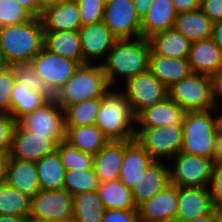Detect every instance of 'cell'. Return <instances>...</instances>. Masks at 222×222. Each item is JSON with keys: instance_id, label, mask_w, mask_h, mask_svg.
Listing matches in <instances>:
<instances>
[{"instance_id": "44dd1931", "label": "cell", "mask_w": 222, "mask_h": 222, "mask_svg": "<svg viewBox=\"0 0 222 222\" xmlns=\"http://www.w3.org/2000/svg\"><path fill=\"white\" fill-rule=\"evenodd\" d=\"M154 160L136 140L124 141L119 179L128 187L139 185L143 172Z\"/></svg>"}, {"instance_id": "be15d7a7", "label": "cell", "mask_w": 222, "mask_h": 222, "mask_svg": "<svg viewBox=\"0 0 222 222\" xmlns=\"http://www.w3.org/2000/svg\"><path fill=\"white\" fill-rule=\"evenodd\" d=\"M105 3L109 2V1H112V0H103Z\"/></svg>"}, {"instance_id": "484cf974", "label": "cell", "mask_w": 222, "mask_h": 222, "mask_svg": "<svg viewBox=\"0 0 222 222\" xmlns=\"http://www.w3.org/2000/svg\"><path fill=\"white\" fill-rule=\"evenodd\" d=\"M149 71L168 88L193 72L188 59L170 58L150 51Z\"/></svg>"}, {"instance_id": "52a82bcc", "label": "cell", "mask_w": 222, "mask_h": 222, "mask_svg": "<svg viewBox=\"0 0 222 222\" xmlns=\"http://www.w3.org/2000/svg\"><path fill=\"white\" fill-rule=\"evenodd\" d=\"M135 140L154 161L172 160L183 145L182 125L154 128H136Z\"/></svg>"}, {"instance_id": "836d02e7", "label": "cell", "mask_w": 222, "mask_h": 222, "mask_svg": "<svg viewBox=\"0 0 222 222\" xmlns=\"http://www.w3.org/2000/svg\"><path fill=\"white\" fill-rule=\"evenodd\" d=\"M30 211L31 197L7 183L0 185V215L16 216L28 222Z\"/></svg>"}, {"instance_id": "277c9868", "label": "cell", "mask_w": 222, "mask_h": 222, "mask_svg": "<svg viewBox=\"0 0 222 222\" xmlns=\"http://www.w3.org/2000/svg\"><path fill=\"white\" fill-rule=\"evenodd\" d=\"M215 109L186 112L183 118V145L181 153L215 159L216 134L220 114Z\"/></svg>"}, {"instance_id": "5bb4252c", "label": "cell", "mask_w": 222, "mask_h": 222, "mask_svg": "<svg viewBox=\"0 0 222 222\" xmlns=\"http://www.w3.org/2000/svg\"><path fill=\"white\" fill-rule=\"evenodd\" d=\"M58 143L50 135H33L17 123L10 148V158L36 162L53 153Z\"/></svg>"}, {"instance_id": "c3c4849f", "label": "cell", "mask_w": 222, "mask_h": 222, "mask_svg": "<svg viewBox=\"0 0 222 222\" xmlns=\"http://www.w3.org/2000/svg\"><path fill=\"white\" fill-rule=\"evenodd\" d=\"M171 2L178 14L201 8V0H171Z\"/></svg>"}, {"instance_id": "94428289", "label": "cell", "mask_w": 222, "mask_h": 222, "mask_svg": "<svg viewBox=\"0 0 222 222\" xmlns=\"http://www.w3.org/2000/svg\"><path fill=\"white\" fill-rule=\"evenodd\" d=\"M220 217L222 218V208L219 209Z\"/></svg>"}, {"instance_id": "f5cc1de1", "label": "cell", "mask_w": 222, "mask_h": 222, "mask_svg": "<svg viewBox=\"0 0 222 222\" xmlns=\"http://www.w3.org/2000/svg\"><path fill=\"white\" fill-rule=\"evenodd\" d=\"M211 38L222 49V21H217V22L213 23Z\"/></svg>"}, {"instance_id": "db71d44e", "label": "cell", "mask_w": 222, "mask_h": 222, "mask_svg": "<svg viewBox=\"0 0 222 222\" xmlns=\"http://www.w3.org/2000/svg\"><path fill=\"white\" fill-rule=\"evenodd\" d=\"M10 155H0V185L6 183L7 166Z\"/></svg>"}, {"instance_id": "30bf717a", "label": "cell", "mask_w": 222, "mask_h": 222, "mask_svg": "<svg viewBox=\"0 0 222 222\" xmlns=\"http://www.w3.org/2000/svg\"><path fill=\"white\" fill-rule=\"evenodd\" d=\"M18 122L33 135H50L57 143L65 139L64 109L55 99L48 100Z\"/></svg>"}, {"instance_id": "4dcf8cb0", "label": "cell", "mask_w": 222, "mask_h": 222, "mask_svg": "<svg viewBox=\"0 0 222 222\" xmlns=\"http://www.w3.org/2000/svg\"><path fill=\"white\" fill-rule=\"evenodd\" d=\"M97 192L105 209H138L131 189L120 179L100 183Z\"/></svg>"}, {"instance_id": "cb8c5ba5", "label": "cell", "mask_w": 222, "mask_h": 222, "mask_svg": "<svg viewBox=\"0 0 222 222\" xmlns=\"http://www.w3.org/2000/svg\"><path fill=\"white\" fill-rule=\"evenodd\" d=\"M6 183L32 198L41 190L35 162L10 158Z\"/></svg>"}, {"instance_id": "6125c7cd", "label": "cell", "mask_w": 222, "mask_h": 222, "mask_svg": "<svg viewBox=\"0 0 222 222\" xmlns=\"http://www.w3.org/2000/svg\"><path fill=\"white\" fill-rule=\"evenodd\" d=\"M221 115H220V122L222 123V113H220Z\"/></svg>"}, {"instance_id": "60d3db41", "label": "cell", "mask_w": 222, "mask_h": 222, "mask_svg": "<svg viewBox=\"0 0 222 222\" xmlns=\"http://www.w3.org/2000/svg\"><path fill=\"white\" fill-rule=\"evenodd\" d=\"M16 81V74L12 66H5L0 70V113L11 112V92Z\"/></svg>"}, {"instance_id": "ee69618b", "label": "cell", "mask_w": 222, "mask_h": 222, "mask_svg": "<svg viewBox=\"0 0 222 222\" xmlns=\"http://www.w3.org/2000/svg\"><path fill=\"white\" fill-rule=\"evenodd\" d=\"M213 205L222 208V162H216L209 186Z\"/></svg>"}, {"instance_id": "7c38bea8", "label": "cell", "mask_w": 222, "mask_h": 222, "mask_svg": "<svg viewBox=\"0 0 222 222\" xmlns=\"http://www.w3.org/2000/svg\"><path fill=\"white\" fill-rule=\"evenodd\" d=\"M103 22L117 40L142 37L141 19L132 0H112L105 3Z\"/></svg>"}, {"instance_id": "d6a6232c", "label": "cell", "mask_w": 222, "mask_h": 222, "mask_svg": "<svg viewBox=\"0 0 222 222\" xmlns=\"http://www.w3.org/2000/svg\"><path fill=\"white\" fill-rule=\"evenodd\" d=\"M41 190L62 189L65 176V167L55 150L35 162Z\"/></svg>"}, {"instance_id": "b9f144b4", "label": "cell", "mask_w": 222, "mask_h": 222, "mask_svg": "<svg viewBox=\"0 0 222 222\" xmlns=\"http://www.w3.org/2000/svg\"><path fill=\"white\" fill-rule=\"evenodd\" d=\"M79 5L81 26H86L103 21V0H75Z\"/></svg>"}, {"instance_id": "83f0119b", "label": "cell", "mask_w": 222, "mask_h": 222, "mask_svg": "<svg viewBox=\"0 0 222 222\" xmlns=\"http://www.w3.org/2000/svg\"><path fill=\"white\" fill-rule=\"evenodd\" d=\"M151 50L158 55L188 59L192 42L175 28L158 32L148 38Z\"/></svg>"}, {"instance_id": "603a6c76", "label": "cell", "mask_w": 222, "mask_h": 222, "mask_svg": "<svg viewBox=\"0 0 222 222\" xmlns=\"http://www.w3.org/2000/svg\"><path fill=\"white\" fill-rule=\"evenodd\" d=\"M124 141H109L95 155L93 168L100 183L119 179Z\"/></svg>"}, {"instance_id": "8d00e7d4", "label": "cell", "mask_w": 222, "mask_h": 222, "mask_svg": "<svg viewBox=\"0 0 222 222\" xmlns=\"http://www.w3.org/2000/svg\"><path fill=\"white\" fill-rule=\"evenodd\" d=\"M99 184L94 168L78 169L65 172L63 188L74 196L84 192H95Z\"/></svg>"}, {"instance_id": "ac0fdd59", "label": "cell", "mask_w": 222, "mask_h": 222, "mask_svg": "<svg viewBox=\"0 0 222 222\" xmlns=\"http://www.w3.org/2000/svg\"><path fill=\"white\" fill-rule=\"evenodd\" d=\"M163 161H153L143 172L140 184L131 188L137 207L150 200L170 184L169 166Z\"/></svg>"}, {"instance_id": "91938a15", "label": "cell", "mask_w": 222, "mask_h": 222, "mask_svg": "<svg viewBox=\"0 0 222 222\" xmlns=\"http://www.w3.org/2000/svg\"><path fill=\"white\" fill-rule=\"evenodd\" d=\"M5 66H7L3 60V57L0 53V70H2Z\"/></svg>"}, {"instance_id": "1f68e13d", "label": "cell", "mask_w": 222, "mask_h": 222, "mask_svg": "<svg viewBox=\"0 0 222 222\" xmlns=\"http://www.w3.org/2000/svg\"><path fill=\"white\" fill-rule=\"evenodd\" d=\"M47 101L48 99L43 94L30 90L25 84L15 81L11 92V112L9 114L19 121Z\"/></svg>"}, {"instance_id": "681fc988", "label": "cell", "mask_w": 222, "mask_h": 222, "mask_svg": "<svg viewBox=\"0 0 222 222\" xmlns=\"http://www.w3.org/2000/svg\"><path fill=\"white\" fill-rule=\"evenodd\" d=\"M154 0H132L136 14L142 19L150 9Z\"/></svg>"}, {"instance_id": "6da1fadb", "label": "cell", "mask_w": 222, "mask_h": 222, "mask_svg": "<svg viewBox=\"0 0 222 222\" xmlns=\"http://www.w3.org/2000/svg\"><path fill=\"white\" fill-rule=\"evenodd\" d=\"M150 51V42L144 37L116 40L101 64L111 88L118 81L116 77L125 82L149 71Z\"/></svg>"}, {"instance_id": "f907efd6", "label": "cell", "mask_w": 222, "mask_h": 222, "mask_svg": "<svg viewBox=\"0 0 222 222\" xmlns=\"http://www.w3.org/2000/svg\"><path fill=\"white\" fill-rule=\"evenodd\" d=\"M220 217L219 209L214 208L210 213L186 221H175V222H218Z\"/></svg>"}, {"instance_id": "ab89813d", "label": "cell", "mask_w": 222, "mask_h": 222, "mask_svg": "<svg viewBox=\"0 0 222 222\" xmlns=\"http://www.w3.org/2000/svg\"><path fill=\"white\" fill-rule=\"evenodd\" d=\"M33 18L17 0H0V27L22 24Z\"/></svg>"}, {"instance_id": "816d5d0a", "label": "cell", "mask_w": 222, "mask_h": 222, "mask_svg": "<svg viewBox=\"0 0 222 222\" xmlns=\"http://www.w3.org/2000/svg\"><path fill=\"white\" fill-rule=\"evenodd\" d=\"M215 162H222V123L220 122L216 134Z\"/></svg>"}, {"instance_id": "bcb514c9", "label": "cell", "mask_w": 222, "mask_h": 222, "mask_svg": "<svg viewBox=\"0 0 222 222\" xmlns=\"http://www.w3.org/2000/svg\"><path fill=\"white\" fill-rule=\"evenodd\" d=\"M201 10L213 23L222 21V0H201Z\"/></svg>"}, {"instance_id": "9c48e42d", "label": "cell", "mask_w": 222, "mask_h": 222, "mask_svg": "<svg viewBox=\"0 0 222 222\" xmlns=\"http://www.w3.org/2000/svg\"><path fill=\"white\" fill-rule=\"evenodd\" d=\"M124 85L125 91L122 93L131 105L135 116L168 97V87L150 71L127 79Z\"/></svg>"}, {"instance_id": "f6af8a7d", "label": "cell", "mask_w": 222, "mask_h": 222, "mask_svg": "<svg viewBox=\"0 0 222 222\" xmlns=\"http://www.w3.org/2000/svg\"><path fill=\"white\" fill-rule=\"evenodd\" d=\"M101 222H139L138 210L106 209Z\"/></svg>"}, {"instance_id": "e0dca14e", "label": "cell", "mask_w": 222, "mask_h": 222, "mask_svg": "<svg viewBox=\"0 0 222 222\" xmlns=\"http://www.w3.org/2000/svg\"><path fill=\"white\" fill-rule=\"evenodd\" d=\"M209 188L178 187L175 221H186L210 213L214 209Z\"/></svg>"}, {"instance_id": "4316f807", "label": "cell", "mask_w": 222, "mask_h": 222, "mask_svg": "<svg viewBox=\"0 0 222 222\" xmlns=\"http://www.w3.org/2000/svg\"><path fill=\"white\" fill-rule=\"evenodd\" d=\"M44 47L54 54L83 65V53L78 30L44 31Z\"/></svg>"}, {"instance_id": "3957f363", "label": "cell", "mask_w": 222, "mask_h": 222, "mask_svg": "<svg viewBox=\"0 0 222 222\" xmlns=\"http://www.w3.org/2000/svg\"><path fill=\"white\" fill-rule=\"evenodd\" d=\"M95 125L109 141L135 140L136 116L122 90L111 88L101 98Z\"/></svg>"}, {"instance_id": "680465c9", "label": "cell", "mask_w": 222, "mask_h": 222, "mask_svg": "<svg viewBox=\"0 0 222 222\" xmlns=\"http://www.w3.org/2000/svg\"><path fill=\"white\" fill-rule=\"evenodd\" d=\"M46 222H77L76 219L72 216L70 218H65V219H54Z\"/></svg>"}, {"instance_id": "74e56055", "label": "cell", "mask_w": 222, "mask_h": 222, "mask_svg": "<svg viewBox=\"0 0 222 222\" xmlns=\"http://www.w3.org/2000/svg\"><path fill=\"white\" fill-rule=\"evenodd\" d=\"M56 151L66 171L93 168L94 155L80 151L65 140L56 145Z\"/></svg>"}, {"instance_id": "7dc6e473", "label": "cell", "mask_w": 222, "mask_h": 222, "mask_svg": "<svg viewBox=\"0 0 222 222\" xmlns=\"http://www.w3.org/2000/svg\"><path fill=\"white\" fill-rule=\"evenodd\" d=\"M211 90H212V101L214 109L219 107V102H216L218 98H222V67L211 76ZM220 96V97H219ZM218 97V98H217Z\"/></svg>"}, {"instance_id": "7bdbcfd3", "label": "cell", "mask_w": 222, "mask_h": 222, "mask_svg": "<svg viewBox=\"0 0 222 222\" xmlns=\"http://www.w3.org/2000/svg\"><path fill=\"white\" fill-rule=\"evenodd\" d=\"M18 121L9 113H0V155H10L13 134Z\"/></svg>"}, {"instance_id": "2e32d148", "label": "cell", "mask_w": 222, "mask_h": 222, "mask_svg": "<svg viewBox=\"0 0 222 222\" xmlns=\"http://www.w3.org/2000/svg\"><path fill=\"white\" fill-rule=\"evenodd\" d=\"M178 186L169 184L164 190L138 206L139 222H175Z\"/></svg>"}, {"instance_id": "f1b7e54d", "label": "cell", "mask_w": 222, "mask_h": 222, "mask_svg": "<svg viewBox=\"0 0 222 222\" xmlns=\"http://www.w3.org/2000/svg\"><path fill=\"white\" fill-rule=\"evenodd\" d=\"M213 22L203 13L201 8L179 13L174 28L191 42L210 38Z\"/></svg>"}, {"instance_id": "f35d334b", "label": "cell", "mask_w": 222, "mask_h": 222, "mask_svg": "<svg viewBox=\"0 0 222 222\" xmlns=\"http://www.w3.org/2000/svg\"><path fill=\"white\" fill-rule=\"evenodd\" d=\"M16 81L25 84L30 90L43 94L48 100L55 99V94L39 77L31 63H18L12 65Z\"/></svg>"}, {"instance_id": "e7e4bbea", "label": "cell", "mask_w": 222, "mask_h": 222, "mask_svg": "<svg viewBox=\"0 0 222 222\" xmlns=\"http://www.w3.org/2000/svg\"><path fill=\"white\" fill-rule=\"evenodd\" d=\"M218 222H222V218H221V217H219V220H218Z\"/></svg>"}, {"instance_id": "8fae6325", "label": "cell", "mask_w": 222, "mask_h": 222, "mask_svg": "<svg viewBox=\"0 0 222 222\" xmlns=\"http://www.w3.org/2000/svg\"><path fill=\"white\" fill-rule=\"evenodd\" d=\"M73 196L64 188L39 190L31 198L28 222H46L73 216Z\"/></svg>"}, {"instance_id": "7402d4cb", "label": "cell", "mask_w": 222, "mask_h": 222, "mask_svg": "<svg viewBox=\"0 0 222 222\" xmlns=\"http://www.w3.org/2000/svg\"><path fill=\"white\" fill-rule=\"evenodd\" d=\"M185 111L167 97L162 102L147 107L136 116L137 128L165 127L182 125Z\"/></svg>"}, {"instance_id": "5b68a950", "label": "cell", "mask_w": 222, "mask_h": 222, "mask_svg": "<svg viewBox=\"0 0 222 222\" xmlns=\"http://www.w3.org/2000/svg\"><path fill=\"white\" fill-rule=\"evenodd\" d=\"M110 87L101 64H84L80 65L58 90L55 100L64 109L88 99L102 98Z\"/></svg>"}, {"instance_id": "6f0895ef", "label": "cell", "mask_w": 222, "mask_h": 222, "mask_svg": "<svg viewBox=\"0 0 222 222\" xmlns=\"http://www.w3.org/2000/svg\"><path fill=\"white\" fill-rule=\"evenodd\" d=\"M0 222H25L22 218L9 215H0Z\"/></svg>"}, {"instance_id": "8992f818", "label": "cell", "mask_w": 222, "mask_h": 222, "mask_svg": "<svg viewBox=\"0 0 222 222\" xmlns=\"http://www.w3.org/2000/svg\"><path fill=\"white\" fill-rule=\"evenodd\" d=\"M168 97L185 112L214 109L211 77L192 73L168 88Z\"/></svg>"}, {"instance_id": "11a10c76", "label": "cell", "mask_w": 222, "mask_h": 222, "mask_svg": "<svg viewBox=\"0 0 222 222\" xmlns=\"http://www.w3.org/2000/svg\"><path fill=\"white\" fill-rule=\"evenodd\" d=\"M62 0H37V17H41L42 12L49 6L56 5Z\"/></svg>"}, {"instance_id": "4fadbf2b", "label": "cell", "mask_w": 222, "mask_h": 222, "mask_svg": "<svg viewBox=\"0 0 222 222\" xmlns=\"http://www.w3.org/2000/svg\"><path fill=\"white\" fill-rule=\"evenodd\" d=\"M30 63L54 94L64 86L80 66L76 61L54 54L45 47Z\"/></svg>"}, {"instance_id": "7a4b0ae2", "label": "cell", "mask_w": 222, "mask_h": 222, "mask_svg": "<svg viewBox=\"0 0 222 222\" xmlns=\"http://www.w3.org/2000/svg\"><path fill=\"white\" fill-rule=\"evenodd\" d=\"M43 47L44 26L41 17L0 27V53L6 65L30 63Z\"/></svg>"}, {"instance_id": "9f6ffc18", "label": "cell", "mask_w": 222, "mask_h": 222, "mask_svg": "<svg viewBox=\"0 0 222 222\" xmlns=\"http://www.w3.org/2000/svg\"><path fill=\"white\" fill-rule=\"evenodd\" d=\"M19 4L25 7L34 17H37V0H17Z\"/></svg>"}, {"instance_id": "f546056e", "label": "cell", "mask_w": 222, "mask_h": 222, "mask_svg": "<svg viewBox=\"0 0 222 222\" xmlns=\"http://www.w3.org/2000/svg\"><path fill=\"white\" fill-rule=\"evenodd\" d=\"M65 141L82 152L95 155L109 139L96 125L65 126Z\"/></svg>"}, {"instance_id": "d6986e66", "label": "cell", "mask_w": 222, "mask_h": 222, "mask_svg": "<svg viewBox=\"0 0 222 222\" xmlns=\"http://www.w3.org/2000/svg\"><path fill=\"white\" fill-rule=\"evenodd\" d=\"M44 31L79 30L81 17L75 0H62L47 7L41 15Z\"/></svg>"}, {"instance_id": "d590c367", "label": "cell", "mask_w": 222, "mask_h": 222, "mask_svg": "<svg viewBox=\"0 0 222 222\" xmlns=\"http://www.w3.org/2000/svg\"><path fill=\"white\" fill-rule=\"evenodd\" d=\"M100 104L101 98H92L65 107V126L95 125Z\"/></svg>"}, {"instance_id": "9a60e30c", "label": "cell", "mask_w": 222, "mask_h": 222, "mask_svg": "<svg viewBox=\"0 0 222 222\" xmlns=\"http://www.w3.org/2000/svg\"><path fill=\"white\" fill-rule=\"evenodd\" d=\"M83 53V65L95 64V60L103 63L112 49L116 38L103 21L81 26L78 30ZM95 59V60H94Z\"/></svg>"}, {"instance_id": "e575fe53", "label": "cell", "mask_w": 222, "mask_h": 222, "mask_svg": "<svg viewBox=\"0 0 222 222\" xmlns=\"http://www.w3.org/2000/svg\"><path fill=\"white\" fill-rule=\"evenodd\" d=\"M72 209L77 222H101L106 210L97 191L74 195Z\"/></svg>"}, {"instance_id": "ba28073f", "label": "cell", "mask_w": 222, "mask_h": 222, "mask_svg": "<svg viewBox=\"0 0 222 222\" xmlns=\"http://www.w3.org/2000/svg\"><path fill=\"white\" fill-rule=\"evenodd\" d=\"M169 166L170 184L178 187L209 188L215 159L179 153Z\"/></svg>"}, {"instance_id": "d4e9b609", "label": "cell", "mask_w": 222, "mask_h": 222, "mask_svg": "<svg viewBox=\"0 0 222 222\" xmlns=\"http://www.w3.org/2000/svg\"><path fill=\"white\" fill-rule=\"evenodd\" d=\"M177 15L171 0H154L141 19L142 37L148 39L153 34L174 28Z\"/></svg>"}, {"instance_id": "ffe728a7", "label": "cell", "mask_w": 222, "mask_h": 222, "mask_svg": "<svg viewBox=\"0 0 222 222\" xmlns=\"http://www.w3.org/2000/svg\"><path fill=\"white\" fill-rule=\"evenodd\" d=\"M188 62L193 73L211 76L222 67V49L211 37L192 42Z\"/></svg>"}]
</instances>
